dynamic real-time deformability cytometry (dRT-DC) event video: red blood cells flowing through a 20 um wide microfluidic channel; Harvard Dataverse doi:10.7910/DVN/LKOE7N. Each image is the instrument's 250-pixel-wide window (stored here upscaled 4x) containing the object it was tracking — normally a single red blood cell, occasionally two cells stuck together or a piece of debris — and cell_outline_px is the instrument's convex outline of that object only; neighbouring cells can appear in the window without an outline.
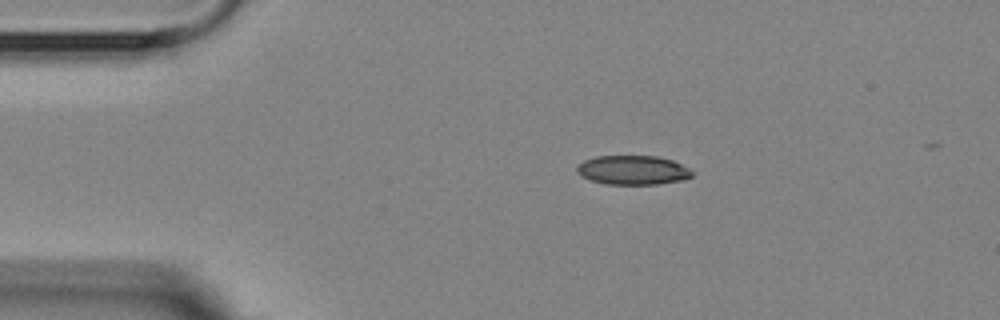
{"species": "Egyptian fruit bat (a non-hibernating species)", "species_latin": "Rousettus aegyptiacus", "temperature_condition": "room temperature", "stored_images_in_passage": 8, "camera_frame_rate_fps": 3000, "um_per_image_px": 0.085, "animal": {"sex": "female"}, "frame": {"image": 1, "passage_image": 1, "time_ms": 0.0, "image_size_px": [1000, 320], "cell_outline_px": [[692, 176], [684, 180], [656, 184], [604, 184], [592, 180], [576, 172], [576, 168], [584, 160], [596, 156], [656, 156], [672, 160], [688, 168], [692, 172]], "centroid_in_image_um": [53.79, 14.46], "position_along_channel_um": 31.2, "area_um2": 19.42}}
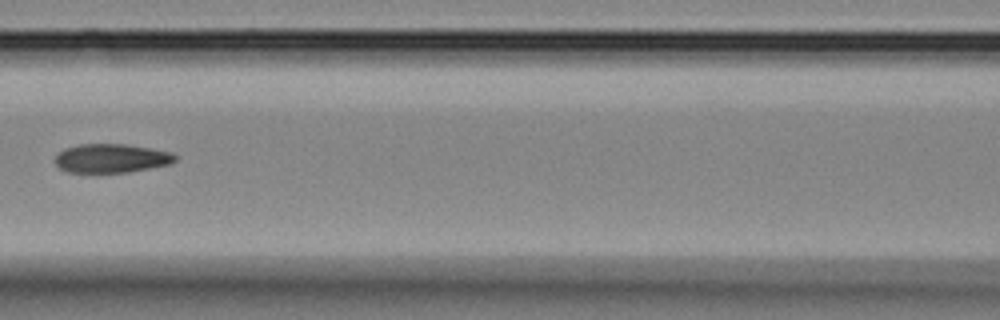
{"frame": {"image": 2, "passage_image": 5, "time_ms": 4.667, "image_size_px": [1000, 320], "cell_outline_px": [[176, 160], [172, 164], [128, 172], [68, 172], [60, 168], [56, 164], [56, 156], [64, 148], [80, 144], [124, 144], [172, 152], [176, 156]], "centroid_in_image_um": [9.49, 13.45], "position_along_channel_um": 157.1, "area_um2": 20.06}}
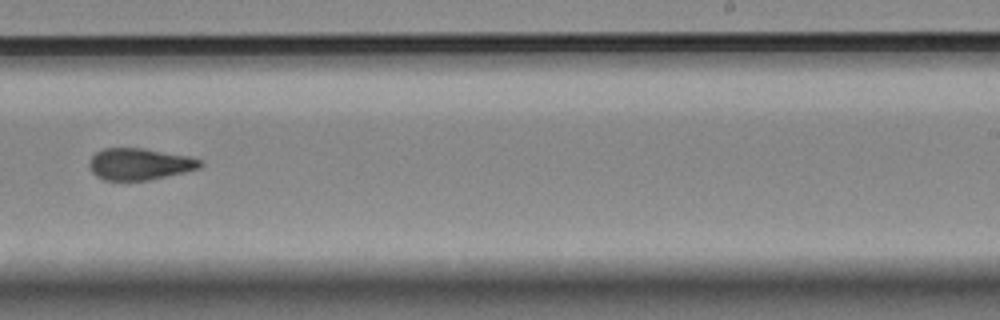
{"frame": {"image": 3, "passage_image": 8, "time_ms": 8.0, "image_size_px": [1000, 320], "cell_outline_px": [[204, 164], [200, 168], [152, 180], [104, 180], [96, 176], [92, 172], [88, 164], [88, 160], [96, 152], [104, 148], [144, 148], [188, 156], [200, 160]], "centroid_in_image_um": [11.85, 13.95], "position_along_channel_um": 277.2, "area_um2": 20.58}}